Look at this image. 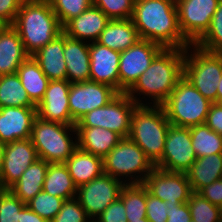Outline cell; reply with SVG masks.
<instances>
[{"instance_id": "obj_10", "label": "cell", "mask_w": 222, "mask_h": 222, "mask_svg": "<svg viewBox=\"0 0 222 222\" xmlns=\"http://www.w3.org/2000/svg\"><path fill=\"white\" fill-rule=\"evenodd\" d=\"M220 0H175L179 29L195 44L209 29Z\"/></svg>"}, {"instance_id": "obj_46", "label": "cell", "mask_w": 222, "mask_h": 222, "mask_svg": "<svg viewBox=\"0 0 222 222\" xmlns=\"http://www.w3.org/2000/svg\"><path fill=\"white\" fill-rule=\"evenodd\" d=\"M205 124L217 134L222 135V104H211Z\"/></svg>"}, {"instance_id": "obj_43", "label": "cell", "mask_w": 222, "mask_h": 222, "mask_svg": "<svg viewBox=\"0 0 222 222\" xmlns=\"http://www.w3.org/2000/svg\"><path fill=\"white\" fill-rule=\"evenodd\" d=\"M21 4V0H0V19L7 25H12Z\"/></svg>"}, {"instance_id": "obj_41", "label": "cell", "mask_w": 222, "mask_h": 222, "mask_svg": "<svg viewBox=\"0 0 222 222\" xmlns=\"http://www.w3.org/2000/svg\"><path fill=\"white\" fill-rule=\"evenodd\" d=\"M146 218L150 222H167L166 202L150 194L146 188Z\"/></svg>"}, {"instance_id": "obj_27", "label": "cell", "mask_w": 222, "mask_h": 222, "mask_svg": "<svg viewBox=\"0 0 222 222\" xmlns=\"http://www.w3.org/2000/svg\"><path fill=\"white\" fill-rule=\"evenodd\" d=\"M186 175L192 192H199L205 186L222 178V153L196 158Z\"/></svg>"}, {"instance_id": "obj_1", "label": "cell", "mask_w": 222, "mask_h": 222, "mask_svg": "<svg viewBox=\"0 0 222 222\" xmlns=\"http://www.w3.org/2000/svg\"><path fill=\"white\" fill-rule=\"evenodd\" d=\"M132 21L142 40L163 48L191 45L179 29L175 0H135Z\"/></svg>"}, {"instance_id": "obj_35", "label": "cell", "mask_w": 222, "mask_h": 222, "mask_svg": "<svg viewBox=\"0 0 222 222\" xmlns=\"http://www.w3.org/2000/svg\"><path fill=\"white\" fill-rule=\"evenodd\" d=\"M195 45L202 50L222 54V0L212 17L209 29Z\"/></svg>"}, {"instance_id": "obj_36", "label": "cell", "mask_w": 222, "mask_h": 222, "mask_svg": "<svg viewBox=\"0 0 222 222\" xmlns=\"http://www.w3.org/2000/svg\"><path fill=\"white\" fill-rule=\"evenodd\" d=\"M64 201V199L52 196L42 190L34 198L28 201L26 205L40 217L51 222L61 210Z\"/></svg>"}, {"instance_id": "obj_23", "label": "cell", "mask_w": 222, "mask_h": 222, "mask_svg": "<svg viewBox=\"0 0 222 222\" xmlns=\"http://www.w3.org/2000/svg\"><path fill=\"white\" fill-rule=\"evenodd\" d=\"M64 32L40 48L32 57L50 81L67 80L64 59Z\"/></svg>"}, {"instance_id": "obj_15", "label": "cell", "mask_w": 222, "mask_h": 222, "mask_svg": "<svg viewBox=\"0 0 222 222\" xmlns=\"http://www.w3.org/2000/svg\"><path fill=\"white\" fill-rule=\"evenodd\" d=\"M143 185L166 205L187 203L192 193L186 173L168 172L157 167L148 174Z\"/></svg>"}, {"instance_id": "obj_12", "label": "cell", "mask_w": 222, "mask_h": 222, "mask_svg": "<svg viewBox=\"0 0 222 222\" xmlns=\"http://www.w3.org/2000/svg\"><path fill=\"white\" fill-rule=\"evenodd\" d=\"M196 158L190 128L170 124L162 158L155 167L168 172L186 173Z\"/></svg>"}, {"instance_id": "obj_7", "label": "cell", "mask_w": 222, "mask_h": 222, "mask_svg": "<svg viewBox=\"0 0 222 222\" xmlns=\"http://www.w3.org/2000/svg\"><path fill=\"white\" fill-rule=\"evenodd\" d=\"M103 165L104 173L125 184H143L148 174L155 168L145 152L129 138H123L103 158Z\"/></svg>"}, {"instance_id": "obj_11", "label": "cell", "mask_w": 222, "mask_h": 222, "mask_svg": "<svg viewBox=\"0 0 222 222\" xmlns=\"http://www.w3.org/2000/svg\"><path fill=\"white\" fill-rule=\"evenodd\" d=\"M125 185L106 173L96 177L89 183L79 186L76 198L85 210L87 216L94 220L119 196Z\"/></svg>"}, {"instance_id": "obj_33", "label": "cell", "mask_w": 222, "mask_h": 222, "mask_svg": "<svg viewBox=\"0 0 222 222\" xmlns=\"http://www.w3.org/2000/svg\"><path fill=\"white\" fill-rule=\"evenodd\" d=\"M119 198L125 205L127 220L146 218V187L143 184H125Z\"/></svg>"}, {"instance_id": "obj_6", "label": "cell", "mask_w": 222, "mask_h": 222, "mask_svg": "<svg viewBox=\"0 0 222 222\" xmlns=\"http://www.w3.org/2000/svg\"><path fill=\"white\" fill-rule=\"evenodd\" d=\"M212 102L184 77L161 105L170 124L190 128L206 122Z\"/></svg>"}, {"instance_id": "obj_25", "label": "cell", "mask_w": 222, "mask_h": 222, "mask_svg": "<svg viewBox=\"0 0 222 222\" xmlns=\"http://www.w3.org/2000/svg\"><path fill=\"white\" fill-rule=\"evenodd\" d=\"M140 40L132 19L109 20L96 42L112 50L123 52Z\"/></svg>"}, {"instance_id": "obj_44", "label": "cell", "mask_w": 222, "mask_h": 222, "mask_svg": "<svg viewBox=\"0 0 222 222\" xmlns=\"http://www.w3.org/2000/svg\"><path fill=\"white\" fill-rule=\"evenodd\" d=\"M198 193H200L212 204L222 208V178L215 180L213 183L205 186Z\"/></svg>"}, {"instance_id": "obj_24", "label": "cell", "mask_w": 222, "mask_h": 222, "mask_svg": "<svg viewBox=\"0 0 222 222\" xmlns=\"http://www.w3.org/2000/svg\"><path fill=\"white\" fill-rule=\"evenodd\" d=\"M78 148L104 158L122 139L118 133L101 127H76Z\"/></svg>"}, {"instance_id": "obj_18", "label": "cell", "mask_w": 222, "mask_h": 222, "mask_svg": "<svg viewBox=\"0 0 222 222\" xmlns=\"http://www.w3.org/2000/svg\"><path fill=\"white\" fill-rule=\"evenodd\" d=\"M121 52L98 42H89L90 79L111 86L119 93V60Z\"/></svg>"}, {"instance_id": "obj_38", "label": "cell", "mask_w": 222, "mask_h": 222, "mask_svg": "<svg viewBox=\"0 0 222 222\" xmlns=\"http://www.w3.org/2000/svg\"><path fill=\"white\" fill-rule=\"evenodd\" d=\"M135 0H93L110 20L132 19Z\"/></svg>"}, {"instance_id": "obj_51", "label": "cell", "mask_w": 222, "mask_h": 222, "mask_svg": "<svg viewBox=\"0 0 222 222\" xmlns=\"http://www.w3.org/2000/svg\"><path fill=\"white\" fill-rule=\"evenodd\" d=\"M22 2H49L50 0H21Z\"/></svg>"}, {"instance_id": "obj_3", "label": "cell", "mask_w": 222, "mask_h": 222, "mask_svg": "<svg viewBox=\"0 0 222 222\" xmlns=\"http://www.w3.org/2000/svg\"><path fill=\"white\" fill-rule=\"evenodd\" d=\"M12 26L30 56L63 32L50 2H22Z\"/></svg>"}, {"instance_id": "obj_17", "label": "cell", "mask_w": 222, "mask_h": 222, "mask_svg": "<svg viewBox=\"0 0 222 222\" xmlns=\"http://www.w3.org/2000/svg\"><path fill=\"white\" fill-rule=\"evenodd\" d=\"M70 86L71 83L68 80L50 81L45 95L36 106L37 116L51 122L76 125L69 110Z\"/></svg>"}, {"instance_id": "obj_29", "label": "cell", "mask_w": 222, "mask_h": 222, "mask_svg": "<svg viewBox=\"0 0 222 222\" xmlns=\"http://www.w3.org/2000/svg\"><path fill=\"white\" fill-rule=\"evenodd\" d=\"M16 74L30 100L37 106L45 95L50 80L32 56L20 65Z\"/></svg>"}, {"instance_id": "obj_48", "label": "cell", "mask_w": 222, "mask_h": 222, "mask_svg": "<svg viewBox=\"0 0 222 222\" xmlns=\"http://www.w3.org/2000/svg\"><path fill=\"white\" fill-rule=\"evenodd\" d=\"M216 103H222V78L219 81V85L217 86Z\"/></svg>"}, {"instance_id": "obj_28", "label": "cell", "mask_w": 222, "mask_h": 222, "mask_svg": "<svg viewBox=\"0 0 222 222\" xmlns=\"http://www.w3.org/2000/svg\"><path fill=\"white\" fill-rule=\"evenodd\" d=\"M45 160L37 159L21 175L20 179L9 190L22 202L27 203L43 190V184L48 170Z\"/></svg>"}, {"instance_id": "obj_37", "label": "cell", "mask_w": 222, "mask_h": 222, "mask_svg": "<svg viewBox=\"0 0 222 222\" xmlns=\"http://www.w3.org/2000/svg\"><path fill=\"white\" fill-rule=\"evenodd\" d=\"M49 2L62 26L93 4V0H50Z\"/></svg>"}, {"instance_id": "obj_26", "label": "cell", "mask_w": 222, "mask_h": 222, "mask_svg": "<svg viewBox=\"0 0 222 222\" xmlns=\"http://www.w3.org/2000/svg\"><path fill=\"white\" fill-rule=\"evenodd\" d=\"M77 188L104 173L103 158L77 148L65 162Z\"/></svg>"}, {"instance_id": "obj_50", "label": "cell", "mask_w": 222, "mask_h": 222, "mask_svg": "<svg viewBox=\"0 0 222 222\" xmlns=\"http://www.w3.org/2000/svg\"><path fill=\"white\" fill-rule=\"evenodd\" d=\"M128 222H150L147 218H140L136 220H127Z\"/></svg>"}, {"instance_id": "obj_39", "label": "cell", "mask_w": 222, "mask_h": 222, "mask_svg": "<svg viewBox=\"0 0 222 222\" xmlns=\"http://www.w3.org/2000/svg\"><path fill=\"white\" fill-rule=\"evenodd\" d=\"M26 206L9 189H0V222H19L20 211Z\"/></svg>"}, {"instance_id": "obj_2", "label": "cell", "mask_w": 222, "mask_h": 222, "mask_svg": "<svg viewBox=\"0 0 222 222\" xmlns=\"http://www.w3.org/2000/svg\"><path fill=\"white\" fill-rule=\"evenodd\" d=\"M185 49L164 48L126 92L137 105L161 106L170 96L177 82L183 77ZM138 93V94H137ZM143 94L153 102L142 103L137 97ZM153 103V104H152Z\"/></svg>"}, {"instance_id": "obj_9", "label": "cell", "mask_w": 222, "mask_h": 222, "mask_svg": "<svg viewBox=\"0 0 222 222\" xmlns=\"http://www.w3.org/2000/svg\"><path fill=\"white\" fill-rule=\"evenodd\" d=\"M137 106L126 93H118L106 106L84 115L75 127H101L128 138L132 114Z\"/></svg>"}, {"instance_id": "obj_49", "label": "cell", "mask_w": 222, "mask_h": 222, "mask_svg": "<svg viewBox=\"0 0 222 222\" xmlns=\"http://www.w3.org/2000/svg\"><path fill=\"white\" fill-rule=\"evenodd\" d=\"M4 143L0 142V173L2 168V162H3V155H4Z\"/></svg>"}, {"instance_id": "obj_19", "label": "cell", "mask_w": 222, "mask_h": 222, "mask_svg": "<svg viewBox=\"0 0 222 222\" xmlns=\"http://www.w3.org/2000/svg\"><path fill=\"white\" fill-rule=\"evenodd\" d=\"M36 116V107L0 108V142L6 144L30 138Z\"/></svg>"}, {"instance_id": "obj_47", "label": "cell", "mask_w": 222, "mask_h": 222, "mask_svg": "<svg viewBox=\"0 0 222 222\" xmlns=\"http://www.w3.org/2000/svg\"><path fill=\"white\" fill-rule=\"evenodd\" d=\"M19 222H48L40 217L37 213L33 212L27 205L20 211Z\"/></svg>"}, {"instance_id": "obj_21", "label": "cell", "mask_w": 222, "mask_h": 222, "mask_svg": "<svg viewBox=\"0 0 222 222\" xmlns=\"http://www.w3.org/2000/svg\"><path fill=\"white\" fill-rule=\"evenodd\" d=\"M64 59L70 83L90 79L89 43L68 37L64 33Z\"/></svg>"}, {"instance_id": "obj_22", "label": "cell", "mask_w": 222, "mask_h": 222, "mask_svg": "<svg viewBox=\"0 0 222 222\" xmlns=\"http://www.w3.org/2000/svg\"><path fill=\"white\" fill-rule=\"evenodd\" d=\"M29 56L18 31L12 25H6L0 31V76L15 74Z\"/></svg>"}, {"instance_id": "obj_42", "label": "cell", "mask_w": 222, "mask_h": 222, "mask_svg": "<svg viewBox=\"0 0 222 222\" xmlns=\"http://www.w3.org/2000/svg\"><path fill=\"white\" fill-rule=\"evenodd\" d=\"M94 222H128L123 201L118 198L111 203Z\"/></svg>"}, {"instance_id": "obj_8", "label": "cell", "mask_w": 222, "mask_h": 222, "mask_svg": "<svg viewBox=\"0 0 222 222\" xmlns=\"http://www.w3.org/2000/svg\"><path fill=\"white\" fill-rule=\"evenodd\" d=\"M183 77L203 97L216 103L217 86L222 78V54L202 50L195 44L189 45L185 49Z\"/></svg>"}, {"instance_id": "obj_16", "label": "cell", "mask_w": 222, "mask_h": 222, "mask_svg": "<svg viewBox=\"0 0 222 222\" xmlns=\"http://www.w3.org/2000/svg\"><path fill=\"white\" fill-rule=\"evenodd\" d=\"M37 159L39 157L31 138L6 143L0 173V188L9 189Z\"/></svg>"}, {"instance_id": "obj_32", "label": "cell", "mask_w": 222, "mask_h": 222, "mask_svg": "<svg viewBox=\"0 0 222 222\" xmlns=\"http://www.w3.org/2000/svg\"><path fill=\"white\" fill-rule=\"evenodd\" d=\"M191 142L197 158L222 153V135L205 123L190 127Z\"/></svg>"}, {"instance_id": "obj_45", "label": "cell", "mask_w": 222, "mask_h": 222, "mask_svg": "<svg viewBox=\"0 0 222 222\" xmlns=\"http://www.w3.org/2000/svg\"><path fill=\"white\" fill-rule=\"evenodd\" d=\"M167 206V222H189L191 221L190 209L187 203Z\"/></svg>"}, {"instance_id": "obj_34", "label": "cell", "mask_w": 222, "mask_h": 222, "mask_svg": "<svg viewBox=\"0 0 222 222\" xmlns=\"http://www.w3.org/2000/svg\"><path fill=\"white\" fill-rule=\"evenodd\" d=\"M191 219L195 222H222V208L205 199L200 193L192 192L187 202Z\"/></svg>"}, {"instance_id": "obj_40", "label": "cell", "mask_w": 222, "mask_h": 222, "mask_svg": "<svg viewBox=\"0 0 222 222\" xmlns=\"http://www.w3.org/2000/svg\"><path fill=\"white\" fill-rule=\"evenodd\" d=\"M51 222H93L75 197L65 200Z\"/></svg>"}, {"instance_id": "obj_13", "label": "cell", "mask_w": 222, "mask_h": 222, "mask_svg": "<svg viewBox=\"0 0 222 222\" xmlns=\"http://www.w3.org/2000/svg\"><path fill=\"white\" fill-rule=\"evenodd\" d=\"M163 49L156 43L140 39L136 44L121 52L119 93H126Z\"/></svg>"}, {"instance_id": "obj_4", "label": "cell", "mask_w": 222, "mask_h": 222, "mask_svg": "<svg viewBox=\"0 0 222 222\" xmlns=\"http://www.w3.org/2000/svg\"><path fill=\"white\" fill-rule=\"evenodd\" d=\"M169 125L162 106L138 105L132 114L128 138L155 165L162 158Z\"/></svg>"}, {"instance_id": "obj_31", "label": "cell", "mask_w": 222, "mask_h": 222, "mask_svg": "<svg viewBox=\"0 0 222 222\" xmlns=\"http://www.w3.org/2000/svg\"><path fill=\"white\" fill-rule=\"evenodd\" d=\"M9 106L36 107L16 73L0 76V108Z\"/></svg>"}, {"instance_id": "obj_52", "label": "cell", "mask_w": 222, "mask_h": 222, "mask_svg": "<svg viewBox=\"0 0 222 222\" xmlns=\"http://www.w3.org/2000/svg\"><path fill=\"white\" fill-rule=\"evenodd\" d=\"M6 25H7V24L0 19V31H1Z\"/></svg>"}, {"instance_id": "obj_20", "label": "cell", "mask_w": 222, "mask_h": 222, "mask_svg": "<svg viewBox=\"0 0 222 222\" xmlns=\"http://www.w3.org/2000/svg\"><path fill=\"white\" fill-rule=\"evenodd\" d=\"M109 20L102 10L92 4L79 16L69 20L63 26V32L73 39L96 42Z\"/></svg>"}, {"instance_id": "obj_5", "label": "cell", "mask_w": 222, "mask_h": 222, "mask_svg": "<svg viewBox=\"0 0 222 222\" xmlns=\"http://www.w3.org/2000/svg\"><path fill=\"white\" fill-rule=\"evenodd\" d=\"M69 131L76 134L75 138ZM30 138L38 157L49 164L65 163L78 148L75 125L51 122L38 116L34 119Z\"/></svg>"}, {"instance_id": "obj_30", "label": "cell", "mask_w": 222, "mask_h": 222, "mask_svg": "<svg viewBox=\"0 0 222 222\" xmlns=\"http://www.w3.org/2000/svg\"><path fill=\"white\" fill-rule=\"evenodd\" d=\"M77 189L65 163H51L48 165L43 184L44 192L69 200L76 197Z\"/></svg>"}, {"instance_id": "obj_14", "label": "cell", "mask_w": 222, "mask_h": 222, "mask_svg": "<svg viewBox=\"0 0 222 222\" xmlns=\"http://www.w3.org/2000/svg\"><path fill=\"white\" fill-rule=\"evenodd\" d=\"M118 92L111 86L95 81L71 83L69 89V110L77 123L88 112L106 106Z\"/></svg>"}]
</instances>
